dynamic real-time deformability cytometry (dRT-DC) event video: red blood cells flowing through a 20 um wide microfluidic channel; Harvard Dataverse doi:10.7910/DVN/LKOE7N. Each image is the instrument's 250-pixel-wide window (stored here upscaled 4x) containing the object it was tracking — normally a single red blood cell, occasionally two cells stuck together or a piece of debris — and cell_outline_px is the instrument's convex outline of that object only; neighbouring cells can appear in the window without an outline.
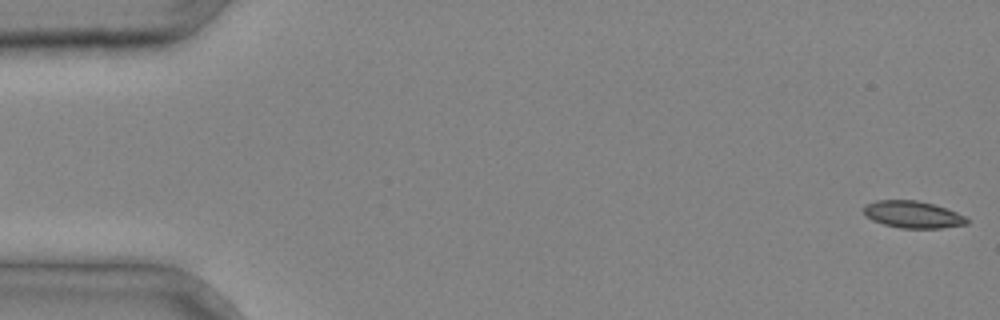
{"species": "common noctule bat (a hibernating species)", "species_latin": "Nyctalus noctula", "temperature_condition": "cold", "stored_images_in_passage": 4, "segment_of_instrument_passage": [2, 2], "camera_frame_rate_fps": 3000, "um_per_image_px": 0.085, "animal": {"sex": "male", "body_mass_g": 20.4}, "frame": {"image": 1, "passage_image": 4, "time_ms": 1.0, "image_size_px": [1000, 320], "cell_outline_px": [[968, 224], [940, 228], [900, 228], [884, 224], [872, 220], [864, 216], [864, 204], [876, 200], [916, 200], [932, 204], [956, 212], [964, 216], [968, 220]], "centroid_in_image_um": [77.54, 18.23], "position_along_channel_um": 7.5, "area_um2": 16.18}}